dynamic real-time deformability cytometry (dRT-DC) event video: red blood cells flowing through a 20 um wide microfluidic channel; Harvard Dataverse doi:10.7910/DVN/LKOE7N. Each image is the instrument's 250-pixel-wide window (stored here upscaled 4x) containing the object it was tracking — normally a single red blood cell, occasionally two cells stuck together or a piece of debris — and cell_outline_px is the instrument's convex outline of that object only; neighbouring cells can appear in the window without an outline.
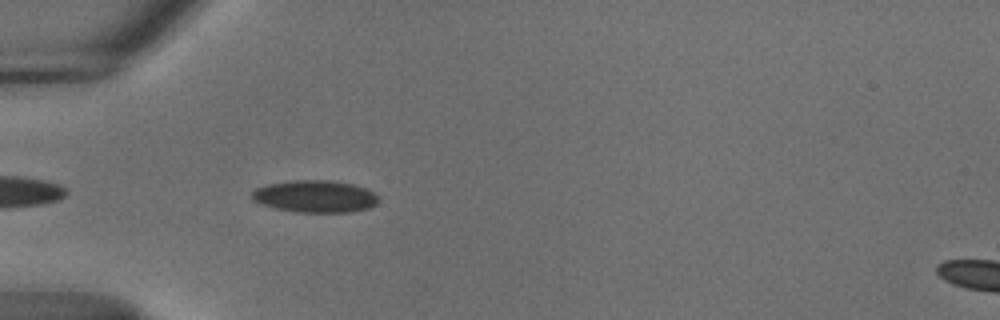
{"species": "common noctule bat (a hibernating species)", "species_latin": "Nyctalus noctula", "temperature_condition": "cold", "stored_images_in_passage": 16, "camera_frame_rate_fps": 3000, "um_per_image_px": 0.085, "animal": {"sex": "male", "body_mass_g": 18.8}, "frame": {"image": 1, "passage_image": 3, "time_ms": 0.667, "image_size_px": [1000, 320], "cell_outline_px": [[380, 200], [376, 204], [368, 208], [352, 212], [296, 212], [276, 208], [252, 200], [252, 192], [256, 188], [268, 184], [292, 180], [328, 180], [352, 184], [364, 188], [380, 196]], "centroid_in_image_um": [26.81, 16.69], "position_along_channel_um": 58.2, "area_um2": 23.64}}
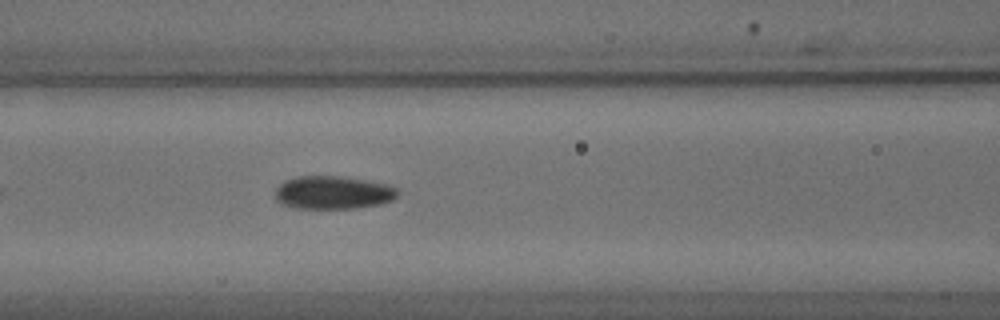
{"frame": {"image": 2, "passage_image": 10, "time_ms": 3.0, "image_size_px": [1000, 320], "cell_outline_px": [[400, 192], [392, 200], [380, 204], [356, 208], [292, 208], [280, 204], [276, 200], [276, 188], [284, 180], [296, 176], [340, 176], [388, 184], [396, 188]], "centroid_in_image_um": [28.28, 16.37], "position_along_channel_um": 138.3, "area_um2": 23.76}}
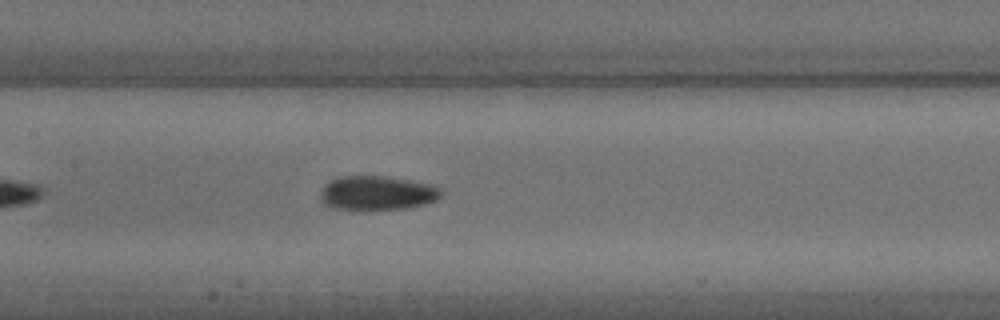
{"frame": {"image": 3, "passage_image": 13, "time_ms": 4.0, "image_size_px": [1000, 320], "cell_outline_px": [[444, 192], [436, 200], [424, 204], [404, 208], [332, 208], [324, 204], [320, 200], [320, 192], [324, 184], [328, 180], [336, 176], [388, 176], [432, 184], [440, 188]], "centroid_in_image_um": [32.03, 16.36], "position_along_channel_um": 175.4, "area_um2": 23.99}}